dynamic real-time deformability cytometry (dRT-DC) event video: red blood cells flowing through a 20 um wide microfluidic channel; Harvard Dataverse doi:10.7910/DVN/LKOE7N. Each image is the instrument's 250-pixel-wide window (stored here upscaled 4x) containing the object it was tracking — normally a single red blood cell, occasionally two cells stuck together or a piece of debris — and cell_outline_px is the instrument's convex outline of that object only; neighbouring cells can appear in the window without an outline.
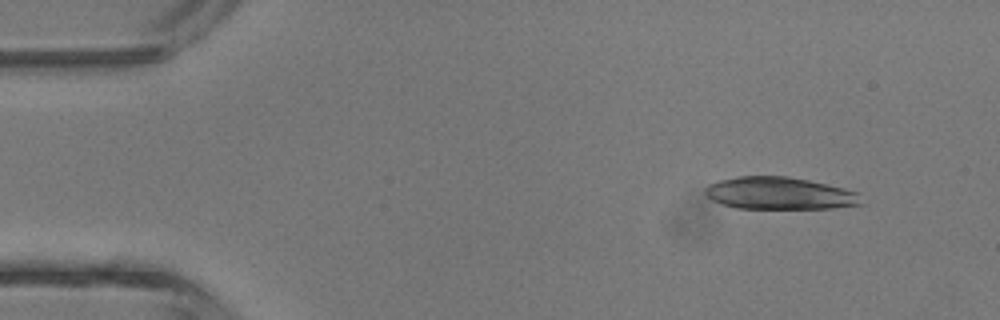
{"species": "common noctule bat (a hibernating species)", "species_latin": "Nyctalus noctula", "temperature_condition": "room temperature", "stored_images_in_passage": 5, "camera_frame_rate_fps": 3000, "um_per_image_px": 0.085, "animal": {"sex": "male", "body_mass_g": 13.3}, "frame": {"image": 1, "passage_image": 1, "time_ms": 0.0, "image_size_px": [1000, 320], "cell_outline_px": [[860, 204], [832, 208], [736, 208], [712, 200], [704, 192], [704, 188], [708, 184], [720, 180], [736, 176], [788, 176], [828, 184], [860, 192]], "centroid_in_image_um": [66.25, 16.42], "position_along_channel_um": 18.8, "area_um2": 29.3}}
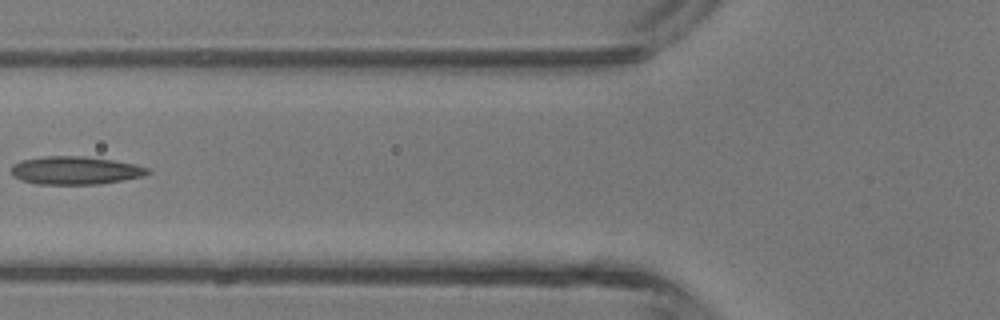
{"frame": {"image": 2, "passage_image": 5, "time_ms": 4.333, "image_size_px": [1000, 320], "cell_outline_px": [[152, 172], [144, 176], [100, 184], [36, 184], [20, 180], [12, 176], [12, 164], [24, 160], [48, 156], [84, 156], [112, 160], [136, 164], [148, 168]], "centroid_in_image_um": [6.42, 14.49], "position_along_channel_um": 119.4, "area_um2": 22.31}}